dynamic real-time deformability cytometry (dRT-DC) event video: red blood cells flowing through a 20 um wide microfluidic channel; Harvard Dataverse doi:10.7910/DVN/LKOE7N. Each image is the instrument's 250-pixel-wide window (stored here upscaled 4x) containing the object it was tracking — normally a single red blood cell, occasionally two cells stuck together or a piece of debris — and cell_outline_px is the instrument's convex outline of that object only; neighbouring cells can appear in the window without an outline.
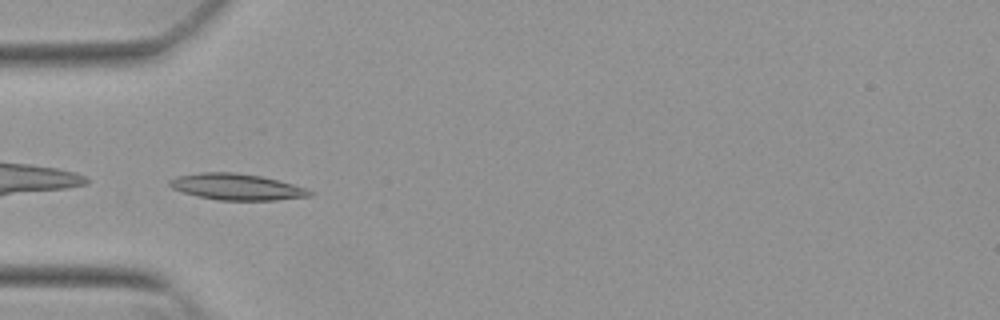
{"species": "Egyptian fruit bat (a non-hibernating species)", "species_latin": "Rousettus aegyptiacus", "temperature_condition": "warm", "stored_images_in_passage": 37, "camera_frame_rate_fps": 3000, "um_per_image_px": 0.085, "animal": {"sex": "female"}, "frame": {"image": 1, "passage_image": 1, "time_ms": 0.0, "image_size_px": [1000, 320], "cell_outline_px": [[312, 196], [276, 200], [216, 200], [196, 196], [172, 188], [168, 184], [168, 180], [176, 176], [200, 172], [236, 172], [260, 176], [308, 188], [312, 192]], "centroid_in_image_um": [20.09, 15.88], "position_along_channel_um": 64.9, "area_um2": 21.5}}
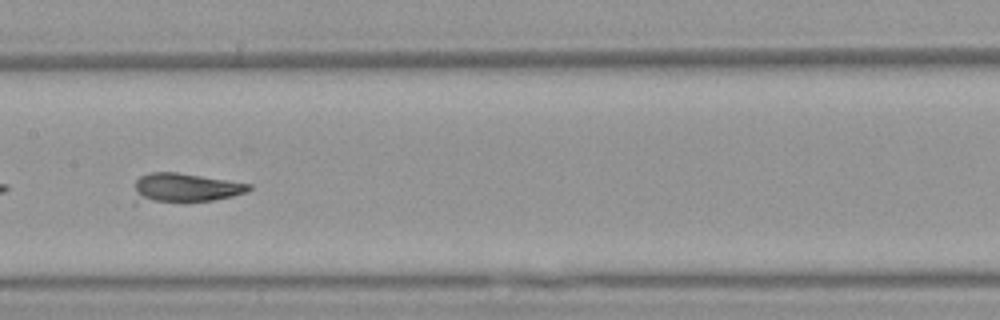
{"frame": {"image": 2, "passage_image": 11, "time_ms": 3.333, "image_size_px": [1000, 320], "cell_outline_px": [[252, 188], [248, 192], [232, 196], [212, 200], [184, 204], [132, 204], [136, 180], [140, 176], [148, 172], [176, 172], [228, 180], [252, 184]], "centroid_in_image_um": [15.61, 16.03], "position_along_channel_um": 191.8, "area_um2": 20.81}}
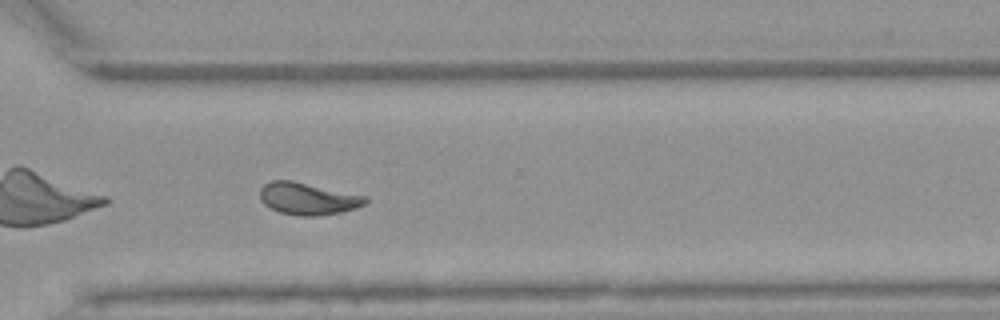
{"frame": {"image": 3, "passage_image": 23, "time_ms": 7.333, "image_size_px": [1000, 320], "cell_outline_px": [[368, 204], [356, 208], [340, 212], [320, 216], [296, 216], [280, 212], [264, 204], [260, 200], [260, 188], [264, 184], [272, 180], [292, 180], [368, 196]], "centroid_in_image_um": [26.2, 16.88], "position_along_channel_um": 344.4, "area_um2": 20.0}, "authors_computed_cell_mechanics": {"area_um2": 19.652, "velocity_mm_per_s": 3.8361, "shape_relaxation_time_tau1_ms": 3.2678, "shape_relaxation_time_tau2_ms": null, "deformation_change_tau1": 0.1643, "deformation_change_tau2": null}}